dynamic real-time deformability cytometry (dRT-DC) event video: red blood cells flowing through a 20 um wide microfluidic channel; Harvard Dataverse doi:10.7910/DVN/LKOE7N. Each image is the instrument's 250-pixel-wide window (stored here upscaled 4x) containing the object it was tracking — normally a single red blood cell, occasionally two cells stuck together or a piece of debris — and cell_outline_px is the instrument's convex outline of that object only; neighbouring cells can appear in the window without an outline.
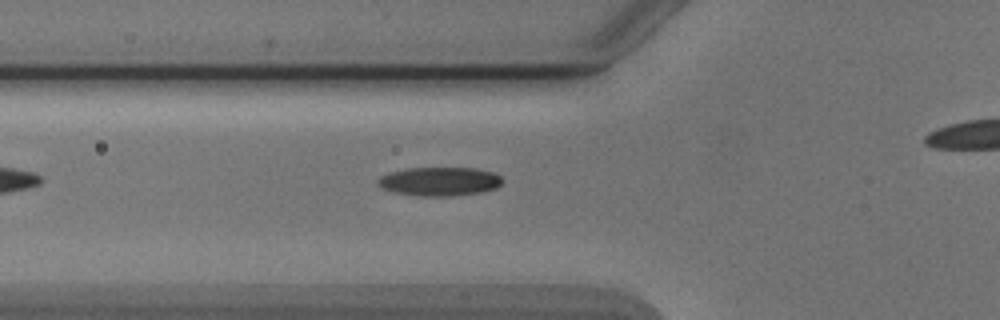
{"species": "Egyptian fruit bat (a non-hibernating species)", "species_latin": "Rousettus aegyptiacus", "temperature_condition": "cold", "stored_images_in_passage": 5, "camera_frame_rate_fps": 3000, "um_per_image_px": 0.085, "animal": {"sex": "male"}, "frame": {"image": 1, "passage_image": 5, "time_ms": 4.667, "image_size_px": [1000, 320], "cell_outline_px": [[504, 180], [496, 188], [480, 192], [448, 196], [420, 196], [396, 192], [380, 188], [376, 184], [376, 180], [380, 176], [388, 172], [408, 168], [476, 168], [496, 172]], "centroid_in_image_um": [37.34, 15.41], "position_along_channel_um": 88.5, "area_um2": 21.04}}